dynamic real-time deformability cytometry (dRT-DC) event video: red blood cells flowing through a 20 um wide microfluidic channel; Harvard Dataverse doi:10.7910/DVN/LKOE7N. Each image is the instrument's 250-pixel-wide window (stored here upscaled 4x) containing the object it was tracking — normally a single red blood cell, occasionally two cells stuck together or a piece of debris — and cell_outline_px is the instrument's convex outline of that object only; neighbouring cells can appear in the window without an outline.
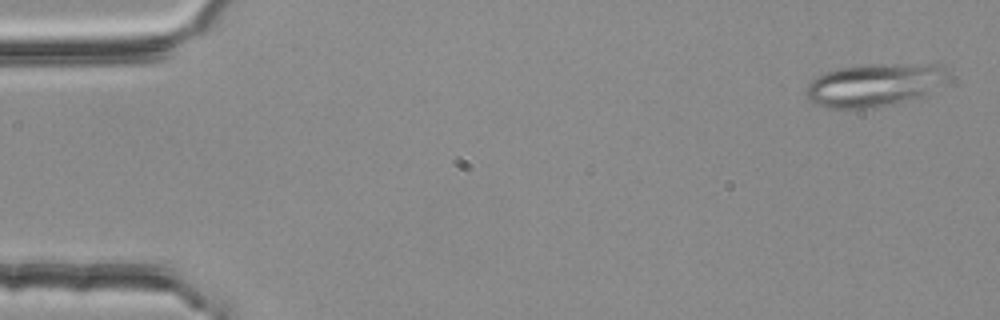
{"species": "common noctule bat (a hibernating species)", "species_latin": "Nyctalus noctula", "temperature_condition": "room temperature", "stored_images_in_passage": 54, "segment_of_instrument_passage": [1, 2], "camera_frame_rate_fps": 3000, "um_per_image_px": 0.085, "animal": {"sex": "female", "body_mass_g": 25.1}, "frame": {"image": 1, "passage_image": 2, "time_ms": 0.333, "image_size_px": [1000, 320], "cell_outline_px": [[948, 80], [944, 84], [912, 100], [876, 108], [824, 108], [808, 100], [804, 92], [808, 84], [816, 76], [824, 72], [840, 68], [876, 64], [944, 64], [948, 68]], "centroid_in_image_um": [74.35, 7.22], "position_along_channel_um": 10.6, "area_um2": 36.01}}